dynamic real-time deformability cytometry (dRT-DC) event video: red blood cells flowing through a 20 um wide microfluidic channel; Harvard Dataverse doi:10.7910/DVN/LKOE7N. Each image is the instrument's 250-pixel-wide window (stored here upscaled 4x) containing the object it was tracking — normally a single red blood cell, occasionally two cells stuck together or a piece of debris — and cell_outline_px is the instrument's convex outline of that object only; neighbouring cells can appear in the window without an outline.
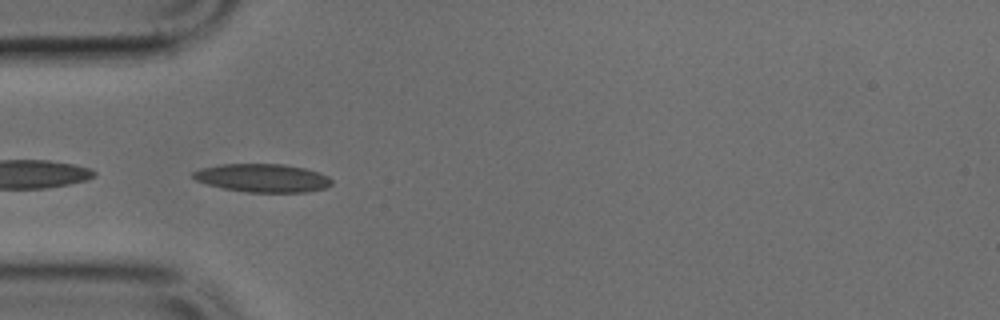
{"species": "common noctule bat (a hibernating species)", "species_latin": "Nyctalus noctula", "temperature_condition": "cold", "stored_images_in_passage": 7, "camera_frame_rate_fps": 3000, "um_per_image_px": 0.085, "animal": {"sex": "male", "body_mass_g": 17.9, "forearm_length_mm": 54.2}, "frame": {"image": 1, "passage_image": 2, "time_ms": 0.333, "image_size_px": [1000, 320], "cell_outline_px": [[332, 184], [324, 188], [308, 192], [248, 192], [224, 188], [208, 184], [196, 180], [192, 176], [192, 172], [200, 168], [224, 164], [284, 164], [304, 168], [320, 172], [328, 176], [332, 180]], "centroid_in_image_um": [22.34, 15.12], "position_along_channel_um": 62.7, "area_um2": 22.77}}